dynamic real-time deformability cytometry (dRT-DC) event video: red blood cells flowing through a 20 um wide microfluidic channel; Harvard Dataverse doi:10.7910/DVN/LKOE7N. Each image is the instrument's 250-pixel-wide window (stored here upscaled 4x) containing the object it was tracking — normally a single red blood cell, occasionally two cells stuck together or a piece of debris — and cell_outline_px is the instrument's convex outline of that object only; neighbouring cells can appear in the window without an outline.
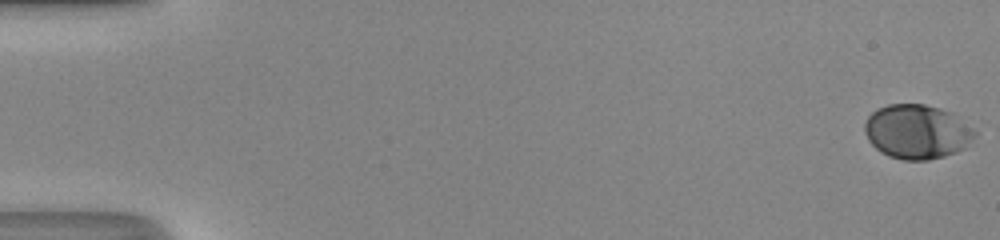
{"species": "human", "species_latin": "Homo sapiens", "temperature_condition": "room temperature", "stored_images_in_passage": 50, "camera_frame_rate_fps": 3000, "um_per_image_px": 0.085, "donor": {"sex": "male"}, "frame": {"image": 1, "passage_image": 1, "time_ms": 0.0, "image_size_px": [1000, 240], "cell_outline_px": [[976, 136], [964, 148], [956, 152], [944, 156], [928, 160], [904, 160], [888, 156], [880, 152], [868, 140], [864, 132], [864, 124], [868, 116], [876, 108], [888, 104], [924, 104], [940, 108], [952, 112], [972, 128], [976, 132]], "centroid_in_image_um": [77.92, 11.19], "position_along_channel_um": 7.1, "area_um2": 35.03}}
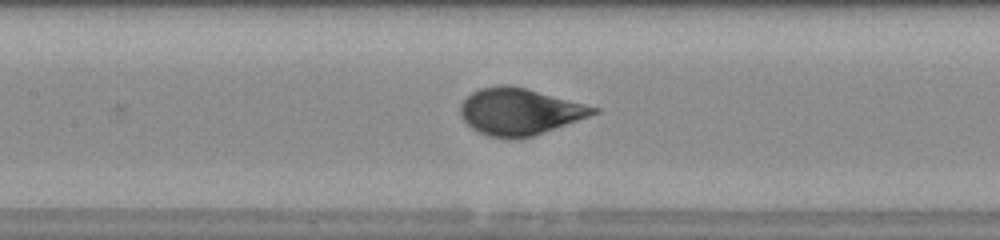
{"frame": {"image": 2, "passage_image": 25, "time_ms": 8.0, "image_size_px": [1000, 240], "cell_outline_px": [[600, 112], [544, 132], [532, 136], [516, 140], [508, 140], [488, 136], [472, 128], [460, 116], [460, 104], [472, 92], [480, 88], [500, 84], [508, 84], [524, 88], [600, 108]], "centroid_in_image_um": [44.13, 9.5], "position_along_channel_um": 163.3, "area_um2": 36.07}}
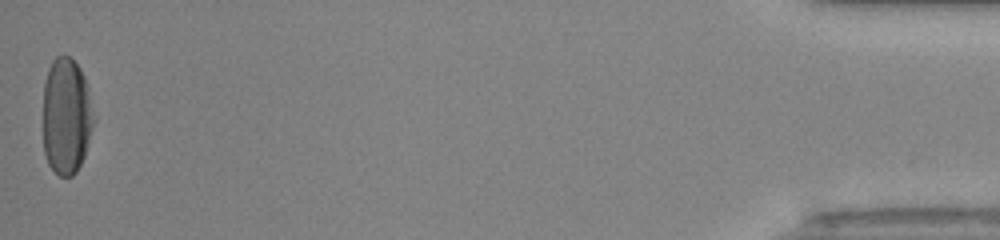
{"frame": {"image": 3, "passage_image": 50, "time_ms": 16.333, "image_size_px": [1000, 240], "cell_outline_px": [[92, 128], [88, 144], [84, 156], [76, 172], [72, 176], [60, 176], [48, 164], [44, 152], [44, 84], [48, 68], [52, 60], [56, 56], [68, 56], [80, 68], [84, 76], [88, 88], [92, 120]], "centroid_in_image_um": [5.61, 9.87], "position_along_channel_um": 429.6, "area_um2": 33.93}, "authors_computed_cell_mechanics": {"area_um2": 35.0268, "velocity_mm_per_s": 4.3227, "shape_relaxation_time_tau1_ms": 3.1877, "shape_relaxation_time_tau2_ms": null, "deformation_change_tau1": 0.1746, "deformation_change_tau2": null}}